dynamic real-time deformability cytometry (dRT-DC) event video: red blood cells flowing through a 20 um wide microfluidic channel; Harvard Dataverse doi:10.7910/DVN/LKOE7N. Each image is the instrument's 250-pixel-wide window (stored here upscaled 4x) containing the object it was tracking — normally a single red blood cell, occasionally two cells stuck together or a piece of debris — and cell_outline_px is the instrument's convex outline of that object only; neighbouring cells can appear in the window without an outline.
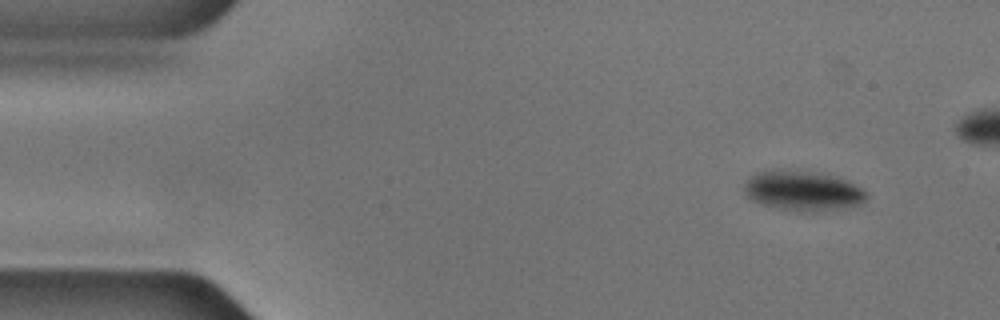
{"species": "common noctule bat (a hibernating species)", "species_latin": "Nyctalus noctula", "temperature_condition": "cold", "stored_images_in_passage": 5, "camera_frame_rate_fps": 3000, "um_per_image_px": 0.085, "animal": {"sex": "male", "body_mass_g": 17.9, "forearm_length_mm": 54.2}, "frame": {"image": 1, "passage_image": 1, "time_ms": 0.0, "image_size_px": [1000, 320], "cell_outline_px": [[868, 196], [864, 204], [848, 208], [780, 208], [760, 204], [752, 200], [744, 192], [744, 184], [756, 172], [772, 168], [800, 168], [828, 172], [840, 176], [864, 188], [868, 192]], "centroid_in_image_um": [68.3, 16.1], "position_along_channel_um": 16.7, "area_um2": 28.96}}